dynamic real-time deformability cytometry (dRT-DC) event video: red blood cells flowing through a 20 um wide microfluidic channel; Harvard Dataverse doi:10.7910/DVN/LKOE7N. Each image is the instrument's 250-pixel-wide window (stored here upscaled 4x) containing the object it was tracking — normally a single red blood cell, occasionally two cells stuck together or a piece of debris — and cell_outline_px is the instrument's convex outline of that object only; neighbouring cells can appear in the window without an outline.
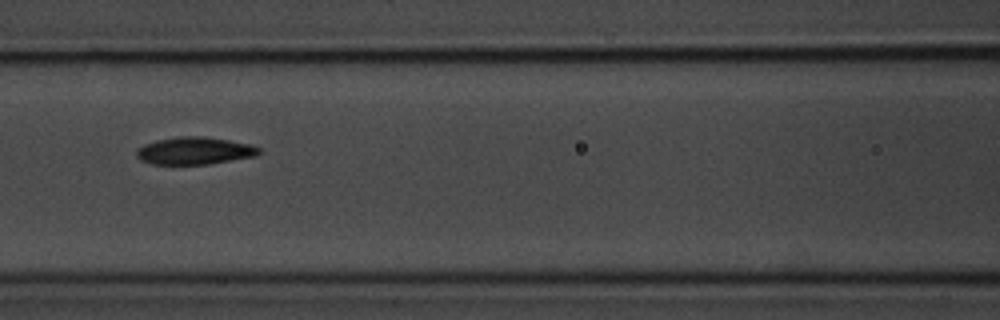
{"species": "common noctule bat (a hibernating species)", "species_latin": "Nyctalus noctula", "temperature_condition": "room temperature", "stored_images_in_passage": 4, "camera_frame_rate_fps": 3000, "um_per_image_px": 0.085, "animal": {"sex": "male", "body_mass_g": 20.1, "forearm_length_mm": 53.5}, "frame": {"image": 1, "passage_image": 3, "time_ms": 2.333, "image_size_px": [1000, 320], "cell_outline_px": [[260, 152], [256, 156], [208, 164], [152, 164], [140, 160], [136, 156], [136, 152], [144, 144], [156, 140], [176, 136], [204, 136], [252, 144], [260, 148]], "centroid_in_image_um": [16.54, 12.81], "position_along_channel_um": 150.1, "area_um2": 19.59}}
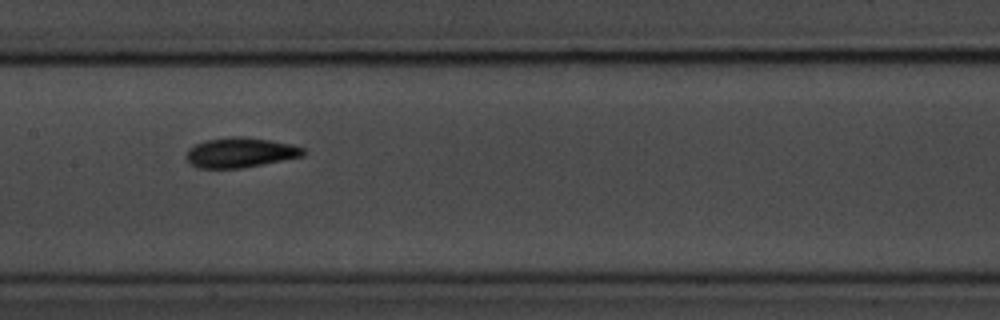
{"frame": {"image": 2, "passage_image": 4, "time_ms": 3.333, "image_size_px": [1000, 320], "cell_outline_px": [[308, 152], [304, 156], [240, 168], [196, 168], [184, 156], [188, 148], [204, 140], [232, 136], [244, 136], [272, 140], [292, 144], [304, 148]], "centroid_in_image_um": [20.43, 12.95], "position_along_channel_um": 187.0, "area_um2": 20.63}}